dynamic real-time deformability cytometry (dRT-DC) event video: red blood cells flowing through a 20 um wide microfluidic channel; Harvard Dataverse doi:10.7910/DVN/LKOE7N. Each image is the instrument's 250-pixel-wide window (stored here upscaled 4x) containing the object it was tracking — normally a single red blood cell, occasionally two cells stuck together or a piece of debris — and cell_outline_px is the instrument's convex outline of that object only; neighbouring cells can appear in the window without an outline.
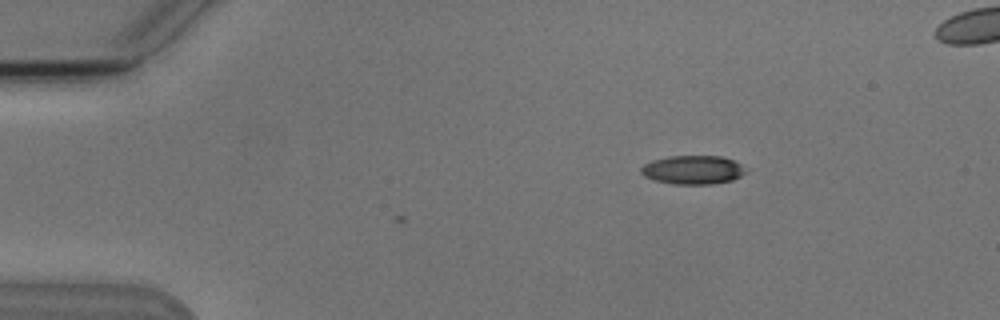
{"species": "Egyptian fruit bat (a non-hibernating species)", "species_latin": "Rousettus aegyptiacus", "temperature_condition": "cold", "stored_images_in_passage": 2, "camera_frame_rate_fps": 3000, "um_per_image_px": 0.085, "animal": {"sex": "male"}, "frame": {"image": 1, "passage_image": 2, "time_ms": 2.0, "image_size_px": [1000, 320], "cell_outline_px": [[744, 172], [740, 176], [732, 180], [712, 184], [676, 184], [656, 180], [644, 176], [640, 172], [640, 168], [644, 164], [652, 160], [672, 156], [720, 156], [732, 160], [740, 164]], "centroid_in_image_um": [58.85, 14.43], "position_along_channel_um": 26.1, "area_um2": 17.22}}